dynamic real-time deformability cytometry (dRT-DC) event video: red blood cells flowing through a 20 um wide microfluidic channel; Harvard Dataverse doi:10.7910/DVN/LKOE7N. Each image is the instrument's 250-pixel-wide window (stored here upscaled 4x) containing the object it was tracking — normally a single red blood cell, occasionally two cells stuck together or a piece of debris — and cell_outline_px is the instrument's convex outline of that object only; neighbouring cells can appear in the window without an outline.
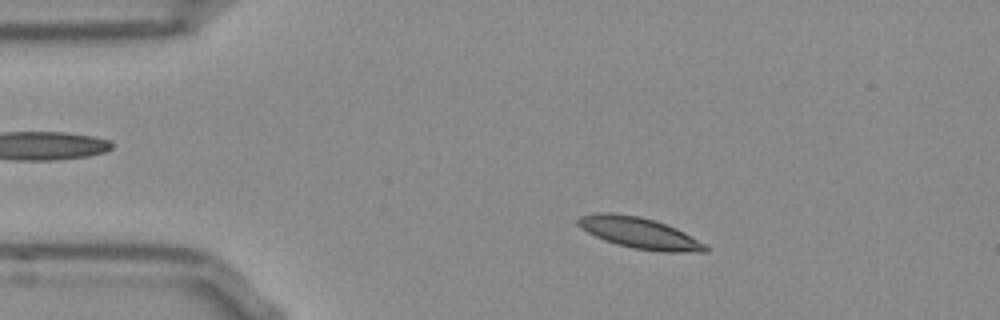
{"species": "Egyptian fruit bat (a non-hibernating species)", "species_latin": "Rousettus aegyptiacus", "temperature_condition": "room temperature", "stored_images_in_passage": 52, "camera_frame_rate_fps": 3000, "um_per_image_px": 0.085, "frame": {"image": 1, "passage_image": 8, "time_ms": 2.333, "image_size_px": [1000, 320], "cell_outline_px": [[708, 252], [660, 252], [632, 248], [616, 244], [604, 240], [588, 232], [576, 224], [576, 220], [580, 216], [600, 212], [608, 212], [640, 216], [676, 228], [684, 232], [704, 244], [708, 248]], "centroid_in_image_um": [54.33, 19.81], "position_along_channel_um": 30.7, "area_um2": 22.95}}
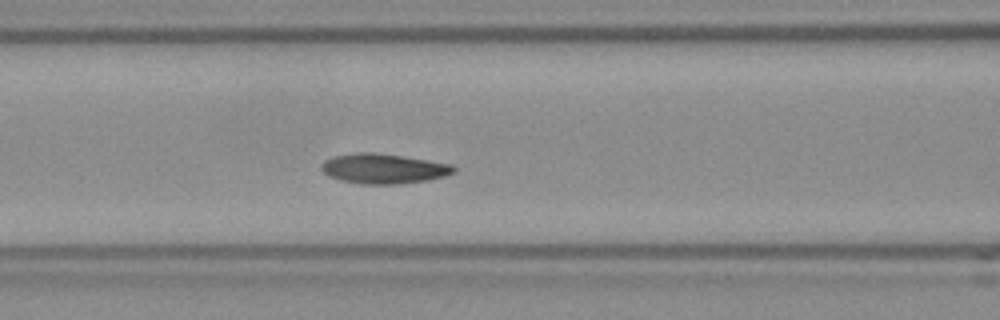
{"frame": {"image": 2, "passage_image": 20, "time_ms": 6.333, "image_size_px": [1000, 320], "cell_outline_px": [[456, 172], [444, 176], [428, 180], [400, 184], [364, 184], [340, 180], [328, 176], [320, 168], [320, 164], [324, 160], [332, 156], [360, 152], [372, 152], [404, 156], [452, 164], [456, 168]], "centroid_in_image_um": [32.59, 14.33], "position_along_channel_um": 134.0, "area_um2": 23.24}}
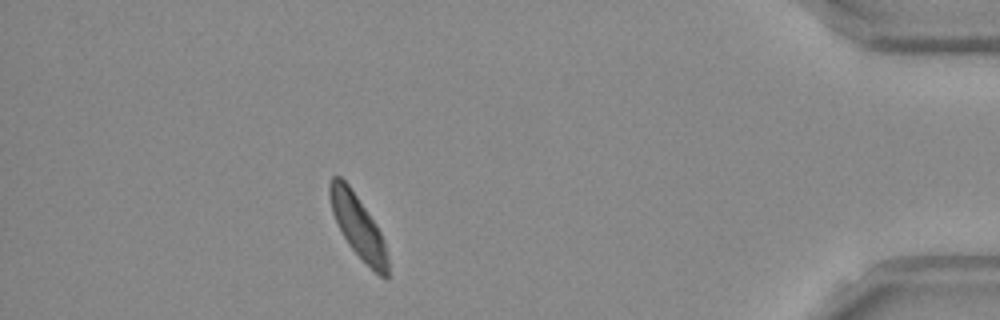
{"frame": {"image": 3, "passage_image": 46, "time_ms": 15.0, "image_size_px": [1000, 320], "cell_outline_px": [[388, 276], [384, 280], [348, 244], [332, 212], [328, 196], [328, 184], [332, 176], [340, 176], [348, 184], [376, 224], [380, 232], [388, 256]], "centroid_in_image_um": [30.41, 19.2], "position_along_channel_um": 404.8, "area_um2": 20.69}, "authors_computed_cell_mechanics": {"area_um2": 22.1374, "velocity_mm_per_s": 3.7406, "shape_relaxation_time_tau1_ms": 4.2362, "shape_relaxation_time_tau2_ms": null, "deformation_change_tau1": 0.1239, "deformation_change_tau2": null}}